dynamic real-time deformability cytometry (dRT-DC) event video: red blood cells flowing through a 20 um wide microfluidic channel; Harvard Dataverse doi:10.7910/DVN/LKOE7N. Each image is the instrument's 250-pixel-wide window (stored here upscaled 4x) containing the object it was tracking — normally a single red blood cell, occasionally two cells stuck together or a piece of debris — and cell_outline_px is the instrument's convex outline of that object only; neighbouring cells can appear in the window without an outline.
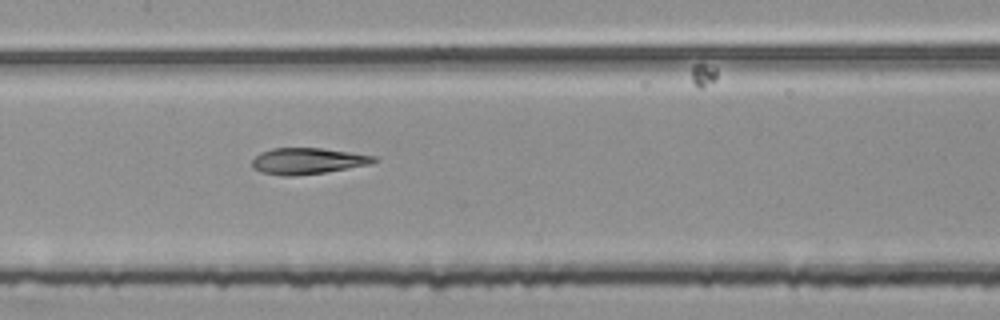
{"species": "common noctule bat (a hibernating species)", "species_latin": "Nyctalus noctula", "temperature_condition": "room temperature", "stored_images_in_passage": 53, "segment_of_instrument_passage": [2, 2], "camera_frame_rate_fps": 3000, "um_per_image_px": 0.085, "animal": {"sex": "female", "body_mass_g": 25.1}, "frame": {"image": 1, "passage_image": 25, "time_ms": 8.0, "image_size_px": [1000, 320], "cell_outline_px": [[376, 160], [368, 164], [324, 172], [296, 176], [284, 176], [260, 172], [252, 168], [252, 160], [260, 152], [272, 148], [320, 148], [376, 156]], "centroid_in_image_um": [26.06, 13.68], "position_along_channel_um": 181.3, "area_um2": 18.38}}
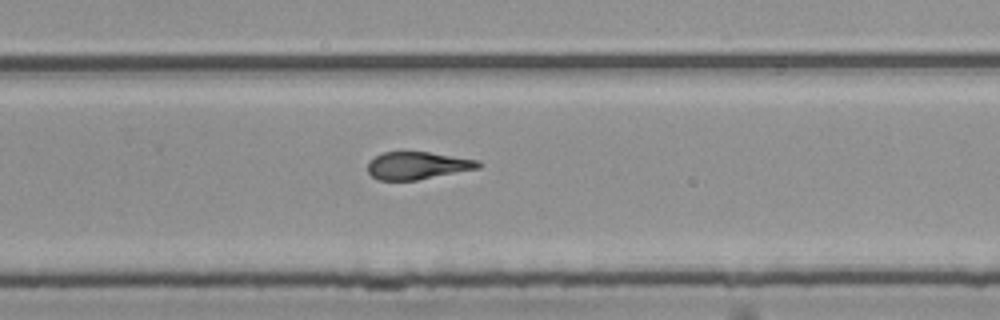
{"frame": {"image": 2, "passage_image": 34, "time_ms": 11.0, "image_size_px": [1000, 320], "cell_outline_px": [[484, 164], [480, 168], [416, 180], [380, 180], [372, 176], [368, 172], [368, 160], [384, 152], [428, 152], [480, 160]], "centroid_in_image_um": [35.52, 14.07], "position_along_channel_um": 294.3, "area_um2": 17.74}}
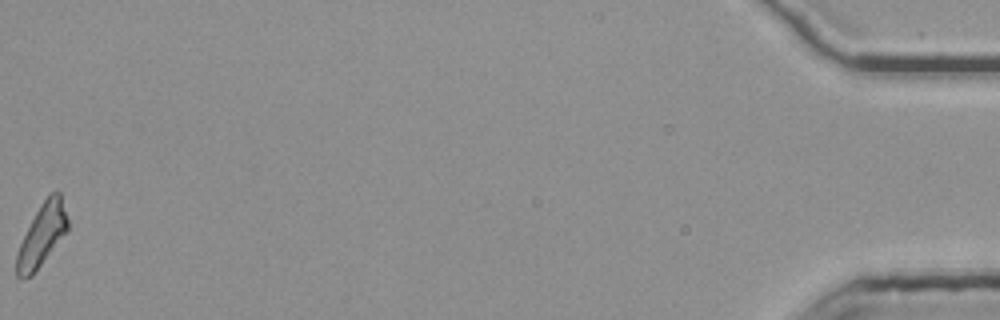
{"frame": {"image": 3, "passage_image": 53, "time_ms": 17.333, "image_size_px": [1000, 320], "cell_outline_px": [[68, 232], [32, 276], [16, 276], [16, 252], [36, 212], [44, 200], [56, 188], [60, 192], [68, 220]], "centroid_in_image_um": [3.6, 19.98], "position_along_channel_um": 431.6, "area_um2": 18.32}}